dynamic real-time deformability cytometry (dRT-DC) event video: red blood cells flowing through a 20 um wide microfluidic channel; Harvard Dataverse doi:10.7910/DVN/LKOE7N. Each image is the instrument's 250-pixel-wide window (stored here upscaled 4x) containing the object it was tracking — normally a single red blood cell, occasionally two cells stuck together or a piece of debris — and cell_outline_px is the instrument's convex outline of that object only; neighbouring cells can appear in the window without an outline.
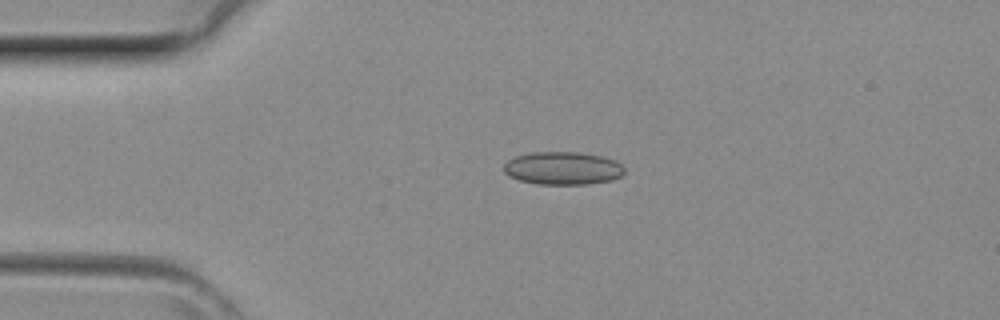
{"species": "common noctule bat (a hibernating species)", "species_latin": "Nyctalus noctula", "temperature_condition": "room temperature", "stored_images_in_passage": 3, "camera_frame_rate_fps": 3000, "um_per_image_px": 0.085, "animal": {"sex": "female", "body_mass_g": 29.2, "forearm_length_mm": 56.3}, "frame": {"image": 1, "passage_image": 2, "time_ms": 0.333, "image_size_px": [1000, 320], "cell_outline_px": [[624, 172], [620, 176], [612, 180], [588, 184], [536, 184], [520, 180], [508, 176], [504, 172], [504, 164], [508, 160], [516, 156], [532, 152], [576, 152], [600, 156], [616, 160], [624, 168]], "centroid_in_image_um": [47.82, 14.3], "position_along_channel_um": 37.2, "area_um2": 23.12}}